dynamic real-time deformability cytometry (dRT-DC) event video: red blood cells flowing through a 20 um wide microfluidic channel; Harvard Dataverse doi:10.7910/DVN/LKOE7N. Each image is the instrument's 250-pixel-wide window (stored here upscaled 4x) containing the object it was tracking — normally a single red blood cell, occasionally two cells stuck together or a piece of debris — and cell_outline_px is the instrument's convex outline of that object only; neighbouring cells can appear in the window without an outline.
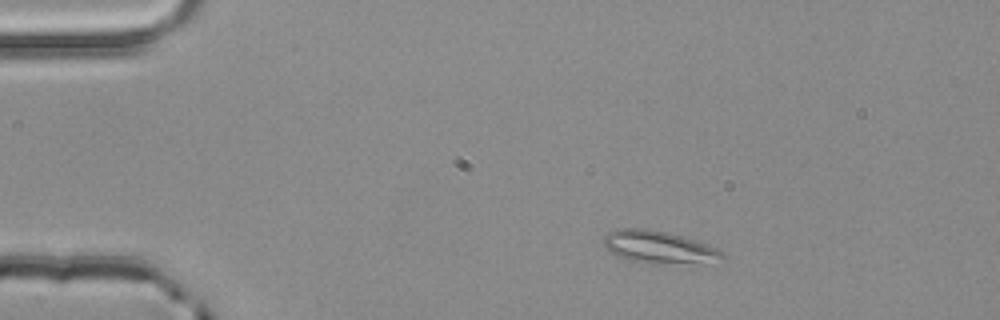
{"species": "common noctule bat (a hibernating species)", "species_latin": "Nyctalus noctula", "temperature_condition": "room temperature", "stored_images_in_passage": 3, "camera_frame_rate_fps": 3000, "um_per_image_px": 0.085, "animal": {"sex": "male", "body_mass_g": 20.4}, "frame": {"image": 1, "passage_image": 2, "time_ms": 0.333, "image_size_px": [1000, 320], "cell_outline_px": [[724, 256], [696, 260], [656, 264], [628, 260], [612, 252], [604, 244], [604, 236], [608, 232], [616, 228], [644, 228], [668, 232], [684, 236], [716, 248], [724, 252]], "centroid_in_image_um": [55.84, 20.94], "position_along_channel_um": 29.2, "area_um2": 21.33}}